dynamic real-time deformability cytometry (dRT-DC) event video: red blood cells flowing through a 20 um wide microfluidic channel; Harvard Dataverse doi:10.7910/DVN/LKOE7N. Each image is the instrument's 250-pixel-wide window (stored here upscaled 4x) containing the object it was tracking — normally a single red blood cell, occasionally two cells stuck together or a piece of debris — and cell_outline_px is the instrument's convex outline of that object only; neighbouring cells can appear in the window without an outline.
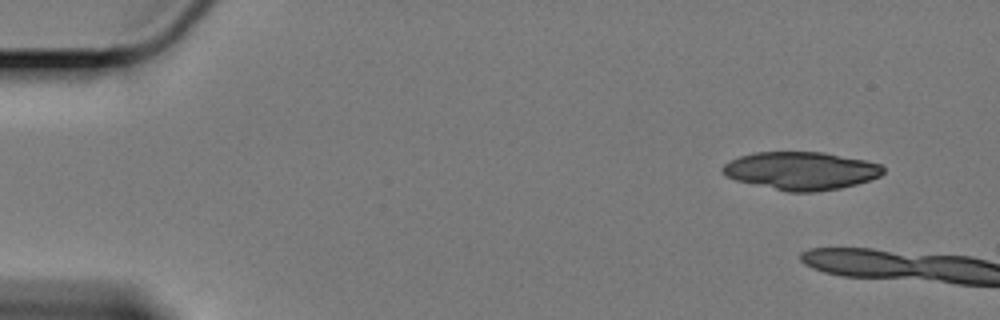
{"species": "Egyptian fruit bat (a non-hibernating species)", "species_latin": "Rousettus aegyptiacus", "temperature_condition": "cold", "stored_images_in_passage": 11, "camera_frame_rate_fps": 3000, "um_per_image_px": 0.085, "animal": {"sex": "female"}, "frame": {"image": 1, "passage_image": 1, "time_ms": 0.0, "image_size_px": [1000, 320], "cell_outline_px": [[884, 172], [880, 176], [856, 184], [840, 188], [816, 192], [788, 192], [736, 180], [724, 176], [720, 172], [720, 168], [724, 164], [740, 156], [756, 152], [820, 152], [864, 160], [880, 164], [884, 168]], "centroid_in_image_um": [68.05, 14.52], "position_along_channel_um": 16.9, "area_um2": 35.37}}